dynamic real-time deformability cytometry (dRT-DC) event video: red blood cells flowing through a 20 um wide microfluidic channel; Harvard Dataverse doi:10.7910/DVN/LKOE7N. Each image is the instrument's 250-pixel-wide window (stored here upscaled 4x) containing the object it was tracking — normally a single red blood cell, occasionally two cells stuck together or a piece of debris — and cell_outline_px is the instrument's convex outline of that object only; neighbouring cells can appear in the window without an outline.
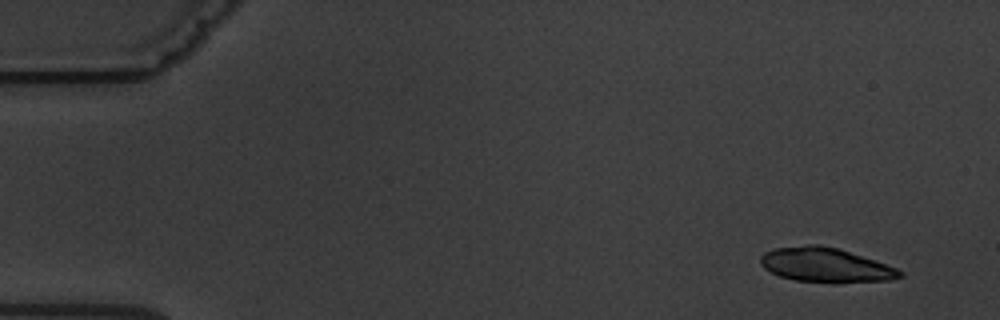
{"species": "common noctule bat (a hibernating species)", "species_latin": "Nyctalus noctula", "temperature_condition": "warm", "stored_images_in_passage": 4, "camera_frame_rate_fps": 3000, "um_per_image_px": 0.085, "animal": {"sex": "male", "body_mass_g": 19.5, "forearm_length_mm": 54.6}, "frame": {"image": 1, "passage_image": 1, "time_ms": 0.0, "image_size_px": [1000, 320], "cell_outline_px": [[904, 276], [888, 280], [840, 284], [832, 284], [796, 280], [780, 276], [764, 268], [760, 264], [760, 256], [764, 252], [772, 248], [808, 244], [820, 244], [840, 248], [896, 268], [904, 272]], "centroid_in_image_um": [70.17, 22.53], "position_along_channel_um": 14.8, "area_um2": 28.5}}